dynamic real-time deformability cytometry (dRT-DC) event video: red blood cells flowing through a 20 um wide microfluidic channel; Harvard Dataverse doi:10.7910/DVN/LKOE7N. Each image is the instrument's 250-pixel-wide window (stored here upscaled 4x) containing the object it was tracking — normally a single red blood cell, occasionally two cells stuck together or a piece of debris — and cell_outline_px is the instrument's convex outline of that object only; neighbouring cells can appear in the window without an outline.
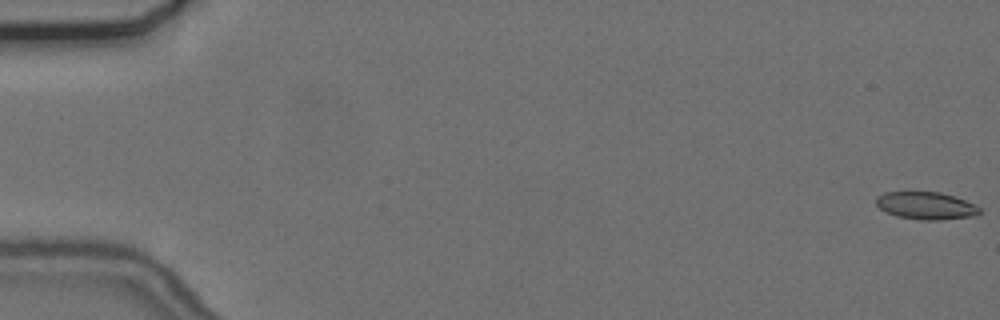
{"species": "common noctule bat (a hibernating species)", "species_latin": "Nyctalus noctula", "temperature_condition": "cold", "stored_images_in_passage": 57, "camera_frame_rate_fps": 3000, "um_per_image_px": 0.085, "animal": {"sex": "female", "body_mass_g": 24.6, "forearm_length_mm": 56.2}, "frame": {"image": 1, "passage_image": 1, "time_ms": 0.0, "image_size_px": [1000, 320], "cell_outline_px": [[980, 212], [976, 216], [940, 220], [920, 220], [896, 216], [880, 208], [876, 204], [876, 196], [884, 192], [940, 192], [956, 196], [980, 208]], "centroid_in_image_um": [78.71, 17.48], "position_along_channel_um": 6.3, "area_um2": 16.59}}
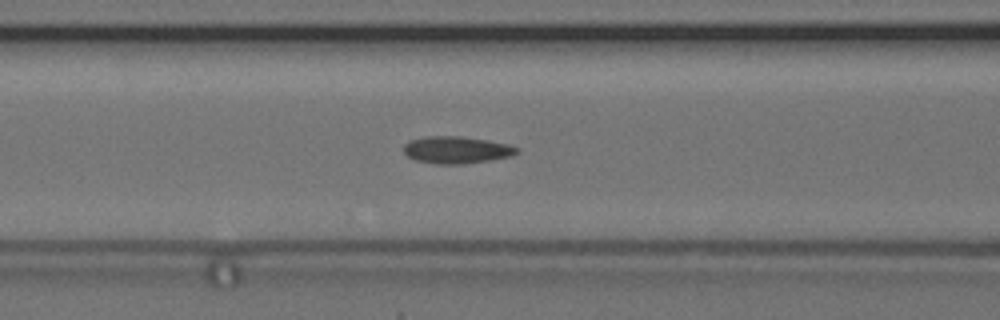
{"frame": {"image": 2, "passage_image": 24, "time_ms": 7.667, "image_size_px": [1000, 320], "cell_outline_px": [[520, 152], [512, 156], [488, 160], [460, 164], [436, 164], [416, 160], [408, 156], [404, 152], [404, 144], [408, 140], [424, 136], [460, 136], [488, 140], [508, 144], [520, 148]], "centroid_in_image_um": [38.81, 12.73], "position_along_channel_um": 127.8, "area_um2": 17.98}}
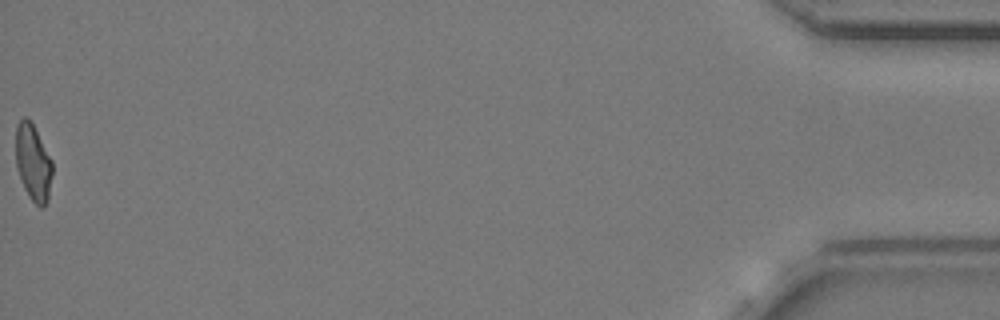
{"frame": {"image": 3, "passage_image": 57, "time_ms": 18.667, "image_size_px": [1000, 320], "cell_outline_px": [[52, 176], [48, 200], [44, 208], [40, 208], [32, 200], [24, 188], [16, 168], [16, 124], [24, 116], [28, 116], [32, 120], [52, 160]], "centroid_in_image_um": [2.82, 13.78], "position_along_channel_um": 432.4, "area_um2": 16.7}, "authors_computed_cell_mechanics": {"area_um2": 17.2244, "velocity_mm_per_s": 3.684, "shape_relaxation_time_tau1_ms": null, "shape_relaxation_time_tau2_ms": 4.3251, "deformation_change_tau1": null, "deformation_change_tau2": 0.1176}}